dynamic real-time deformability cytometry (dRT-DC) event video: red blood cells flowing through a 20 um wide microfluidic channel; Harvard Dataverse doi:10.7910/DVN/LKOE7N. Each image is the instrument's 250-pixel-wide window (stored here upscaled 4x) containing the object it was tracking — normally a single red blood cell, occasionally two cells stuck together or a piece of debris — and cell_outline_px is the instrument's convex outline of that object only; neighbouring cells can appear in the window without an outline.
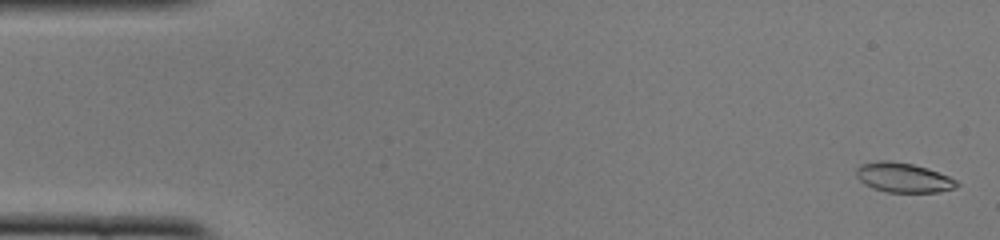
{"species": "common noctule bat (a hibernating species)", "species_latin": "Nyctalus noctula", "temperature_condition": "cold", "stored_images_in_passage": 51, "camera_frame_rate_fps": 3000, "um_per_image_px": 0.085, "animal": {"sex": "female", "body_mass_g": 22.0, "forearm_length_mm": 56.7}, "frame": {"image": 1, "passage_image": 2, "time_ms": 0.333, "image_size_px": [1000, 240], "cell_outline_px": [[960, 184], [956, 188], [940, 192], [888, 192], [872, 188], [864, 184], [856, 176], [856, 168], [860, 164], [876, 160], [888, 160], [912, 164], [928, 168], [948, 176], [956, 180]], "centroid_in_image_um": [76.77, 15.09], "position_along_channel_um": 8.2, "area_um2": 17.51}}
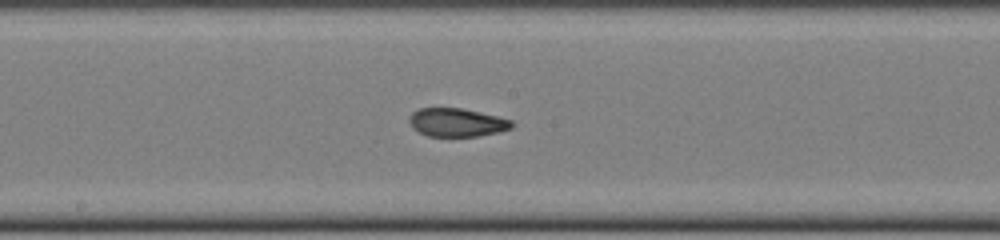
{"frame": {"image": 2, "passage_image": 27, "time_ms": 8.667, "image_size_px": [1000, 240], "cell_outline_px": [[516, 124], [512, 128], [500, 132], [476, 136], [428, 136], [412, 128], [408, 120], [408, 116], [412, 112], [420, 108], [460, 108], [480, 112], [512, 120]], "centroid_in_image_um": [38.83, 10.41], "position_along_channel_um": 209.4, "area_um2": 17.05}}
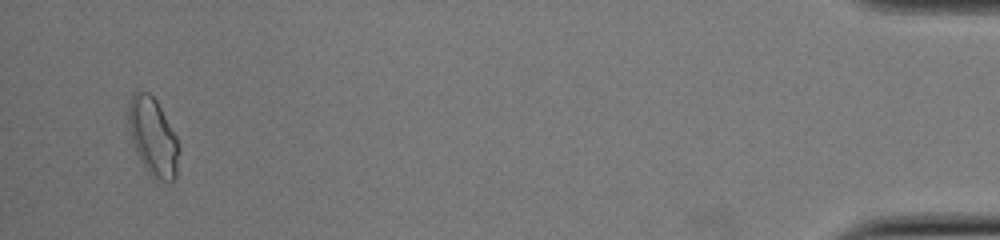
{"frame": {"image": 3, "passage_image": 49, "time_ms": 16.0, "image_size_px": [1000, 240], "cell_outline_px": [[180, 152], [176, 176], [172, 180], [156, 180], [148, 172], [140, 160], [136, 152], [132, 140], [128, 124], [128, 104], [132, 96], [136, 92], [148, 92], [156, 100], [176, 136], [180, 148]], "centroid_in_image_um": [13.01, 11.65], "position_along_channel_um": 422.2, "area_um2": 22.72}, "authors_computed_cell_mechanics": {"area_um2": 17.7446, "velocity_mm_per_s": 3.9996, "shape_relaxation_time_tau1_ms": null, "shape_relaxation_time_tau2_ms": 1.5611, "deformation_change_tau1": null, "deformation_change_tau2": 0.0689}}